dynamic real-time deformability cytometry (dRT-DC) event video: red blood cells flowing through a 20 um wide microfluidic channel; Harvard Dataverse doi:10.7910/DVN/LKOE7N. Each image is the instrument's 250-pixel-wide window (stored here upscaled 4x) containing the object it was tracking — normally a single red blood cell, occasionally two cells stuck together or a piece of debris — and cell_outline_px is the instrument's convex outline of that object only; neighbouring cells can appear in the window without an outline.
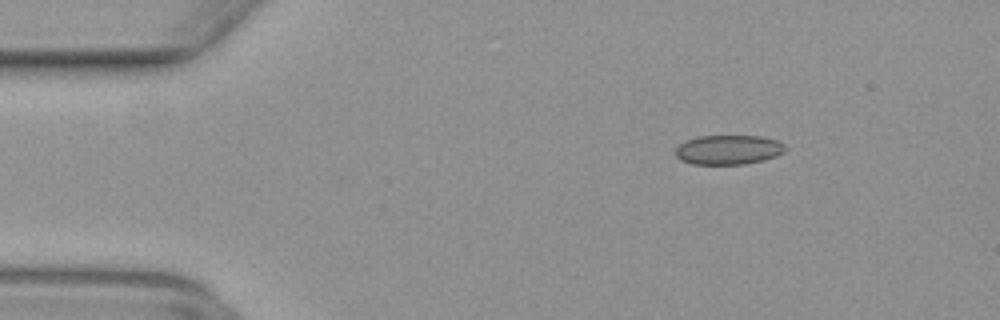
{"species": "common noctule bat (a hibernating species)", "species_latin": "Nyctalus noctula", "temperature_condition": "warm", "stored_images_in_passage": 44, "camera_frame_rate_fps": 3000, "um_per_image_px": 0.085, "animal": {"sex": "female", "body_mass_g": 29.2, "forearm_length_mm": 56.3}, "frame": {"image": 1, "passage_image": 2, "time_ms": 0.333, "image_size_px": [1000, 320], "cell_outline_px": [[788, 148], [784, 152], [776, 156], [764, 160], [744, 164], [692, 164], [680, 160], [676, 156], [676, 148], [684, 140], [700, 136], [760, 136], [776, 140], [784, 144]], "centroid_in_image_um": [61.92, 12.73], "position_along_channel_um": 23.1, "area_um2": 18.96}}
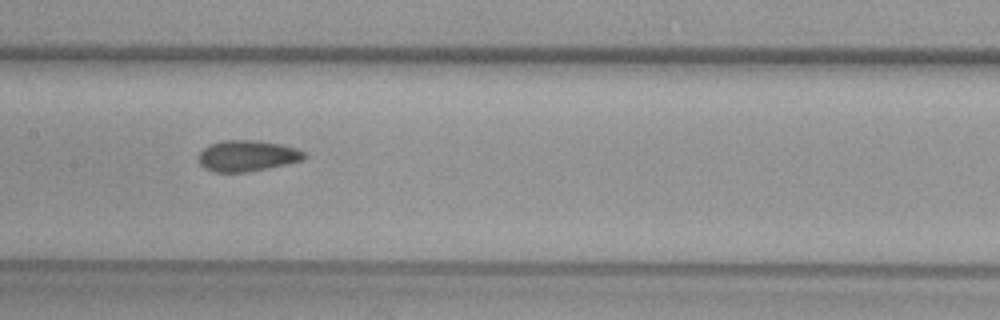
{"frame": {"image": 2, "passage_image": 19, "time_ms": 6.0, "image_size_px": [1000, 320], "cell_outline_px": [[308, 156], [300, 160], [284, 164], [244, 172], [212, 172], [204, 168], [196, 160], [196, 156], [208, 144], [220, 140], [256, 140], [280, 144], [296, 148], [304, 152]], "centroid_in_image_um": [20.92, 13.23], "position_along_channel_um": 186.5, "area_um2": 19.13}}
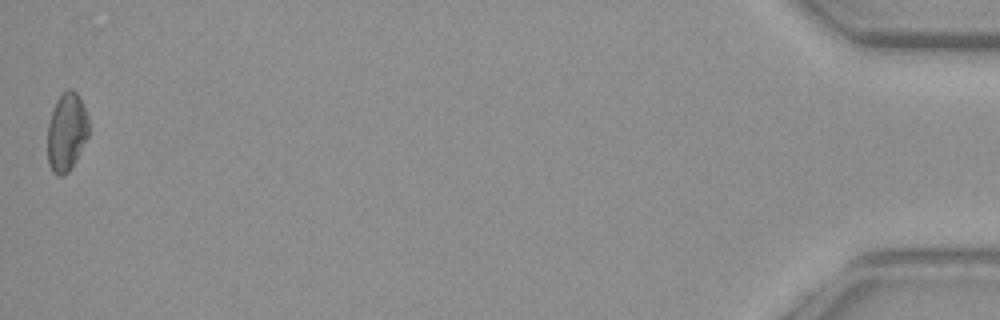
{"frame": {"image": 3, "passage_image": 44, "time_ms": 14.333, "image_size_px": [1000, 320], "cell_outline_px": [[88, 136], [68, 172], [64, 176], [56, 176], [52, 172], [48, 164], [48, 124], [56, 100], [60, 92], [68, 88], [72, 88], [76, 92], [88, 116]], "centroid_in_image_um": [5.64, 11.2], "position_along_channel_um": 429.6, "area_um2": 18.73}}